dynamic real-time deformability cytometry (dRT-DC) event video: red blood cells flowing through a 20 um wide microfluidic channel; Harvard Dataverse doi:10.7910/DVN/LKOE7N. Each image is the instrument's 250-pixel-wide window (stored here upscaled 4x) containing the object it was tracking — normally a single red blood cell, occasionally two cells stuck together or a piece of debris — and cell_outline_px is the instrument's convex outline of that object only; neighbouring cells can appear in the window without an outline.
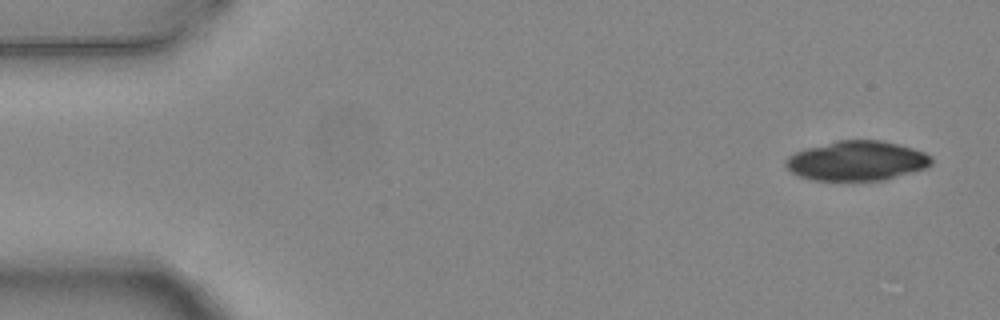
{"species": "common noctule bat (a hibernating species)", "species_latin": "Nyctalus noctula", "temperature_condition": "warm", "stored_images_in_passage": 5, "segment_of_instrument_passage": [1, 2], "camera_frame_rate_fps": 3000, "um_per_image_px": 0.085, "animal": {"sex": "female", "body_mass_g": 24.6, "forearm_length_mm": 56.2}, "frame": {"image": 1, "passage_image": 1, "time_ms": 0.0, "image_size_px": [1000, 320], "cell_outline_px": [[932, 164], [928, 168], [884, 180], [812, 180], [796, 176], [784, 164], [784, 160], [788, 156], [796, 152], [808, 148], [836, 140], [880, 140], [912, 148], [924, 152], [932, 156]], "centroid_in_image_um": [72.83, 13.68], "position_along_channel_um": 12.2, "area_um2": 33.76}}